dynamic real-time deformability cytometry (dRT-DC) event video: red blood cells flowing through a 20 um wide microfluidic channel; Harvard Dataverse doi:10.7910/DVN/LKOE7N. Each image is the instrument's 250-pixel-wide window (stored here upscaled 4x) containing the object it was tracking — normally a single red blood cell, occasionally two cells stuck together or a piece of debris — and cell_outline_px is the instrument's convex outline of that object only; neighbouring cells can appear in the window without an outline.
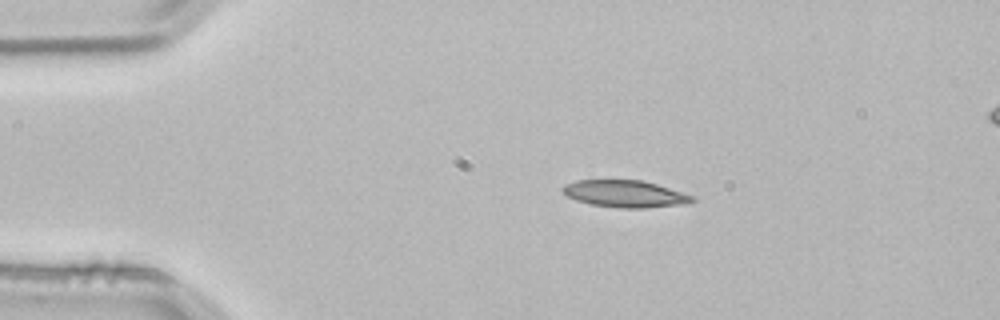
{"species": "common noctule bat (a hibernating species)", "species_latin": "Nyctalus noctula", "temperature_condition": "room temperature", "stored_images_in_passage": 3, "segment_of_instrument_passage": [1, 2], "camera_frame_rate_fps": 3000, "um_per_image_px": 0.085, "animal": {"sex": "male", "body_mass_g": 21.5, "forearm_length_mm": 52.0}, "frame": {"image": 1, "passage_image": 1, "time_ms": 0.0, "image_size_px": [1000, 320], "cell_outline_px": [[696, 200], [684, 204], [644, 208], [620, 208], [592, 204], [576, 200], [568, 196], [560, 188], [564, 184], [576, 180], [640, 180], [656, 184], [696, 196]], "centroid_in_image_um": [53.14, 16.47], "position_along_channel_um": 31.9, "area_um2": 20.35}}